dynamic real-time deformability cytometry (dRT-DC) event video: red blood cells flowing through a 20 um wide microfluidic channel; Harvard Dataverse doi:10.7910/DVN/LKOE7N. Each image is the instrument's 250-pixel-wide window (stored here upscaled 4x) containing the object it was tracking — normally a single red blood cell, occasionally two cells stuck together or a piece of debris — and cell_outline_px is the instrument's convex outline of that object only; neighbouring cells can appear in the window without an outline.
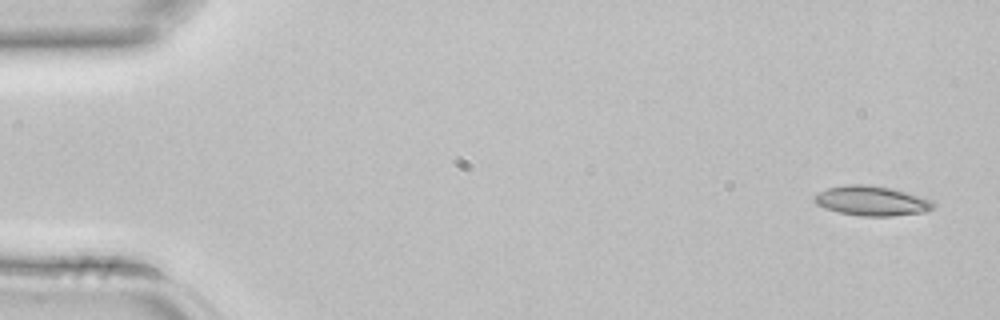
{"species": "common noctule bat (a hibernating species)", "species_latin": "Nyctalus noctula", "temperature_condition": "room temperature", "stored_images_in_passage": 3, "camera_frame_rate_fps": 3000, "um_per_image_px": 0.085, "animal": {"sex": "female", "body_mass_g": 22.7, "forearm_length_mm": 54.2}, "frame": {"image": 1, "passage_image": 1, "time_ms": 0.0, "image_size_px": [1000, 320], "cell_outline_px": [[936, 208], [924, 212], [892, 216], [860, 216], [840, 212], [824, 208], [816, 204], [812, 200], [812, 196], [828, 188], [848, 184], [864, 184], [892, 188], [920, 196], [932, 200], [936, 204]], "centroid_in_image_um": [74.1, 17.07], "position_along_channel_um": 10.9, "area_um2": 20.75}}
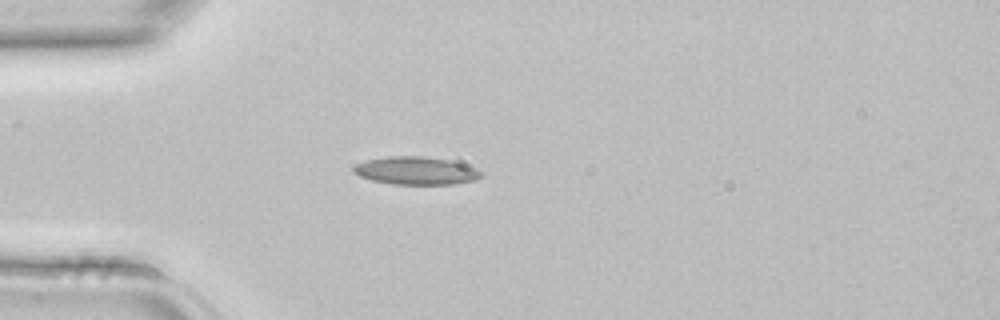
{"frame": {"image": 2, "passage_image": 3, "time_ms": 0.667, "image_size_px": [1000, 320], "cell_outline_px": [[484, 176], [476, 180], [456, 184], [392, 184], [372, 180], [360, 176], [352, 172], [352, 164], [364, 160], [388, 156], [424, 156], [448, 160], [464, 164], [484, 172]], "centroid_in_image_um": [35.34, 14.5], "position_along_channel_um": 49.7, "area_um2": 21.04}}